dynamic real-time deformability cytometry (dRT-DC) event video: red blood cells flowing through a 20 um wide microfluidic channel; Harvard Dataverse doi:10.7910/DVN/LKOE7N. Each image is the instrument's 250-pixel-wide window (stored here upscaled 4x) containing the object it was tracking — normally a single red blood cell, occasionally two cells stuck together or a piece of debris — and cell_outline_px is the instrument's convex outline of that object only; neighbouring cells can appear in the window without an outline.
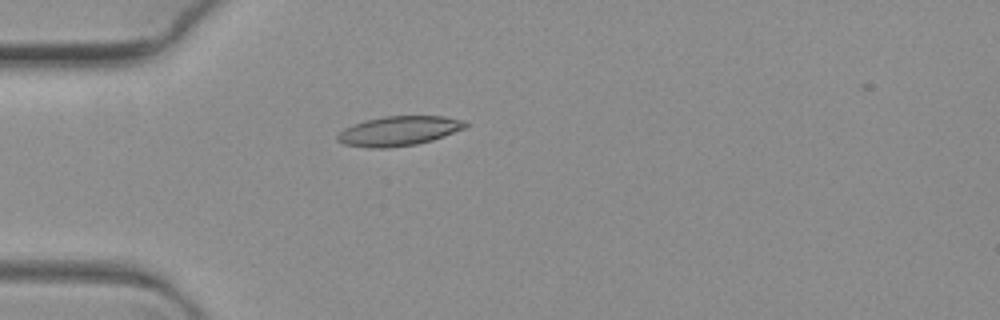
{"species": "common noctule bat (a hibernating species)", "species_latin": "Nyctalus noctula", "temperature_condition": "warm", "stored_images_in_passage": 1, "camera_frame_rate_fps": 3000, "um_per_image_px": 0.085, "animal": {"sex": "female", "body_mass_g": 19.3, "forearm_length_mm": 54.1}, "frame": {"image": 1, "passage_image": 1, "time_ms": 0.0, "image_size_px": [1000, 320], "cell_outline_px": [[472, 124], [464, 128], [444, 136], [432, 140], [416, 144], [388, 148], [368, 148], [344, 144], [336, 140], [336, 136], [344, 128], [364, 120], [384, 116], [444, 116], [464, 120]], "centroid_in_image_um": [33.91, 11.13], "position_along_channel_um": 51.1, "area_um2": 22.2}}